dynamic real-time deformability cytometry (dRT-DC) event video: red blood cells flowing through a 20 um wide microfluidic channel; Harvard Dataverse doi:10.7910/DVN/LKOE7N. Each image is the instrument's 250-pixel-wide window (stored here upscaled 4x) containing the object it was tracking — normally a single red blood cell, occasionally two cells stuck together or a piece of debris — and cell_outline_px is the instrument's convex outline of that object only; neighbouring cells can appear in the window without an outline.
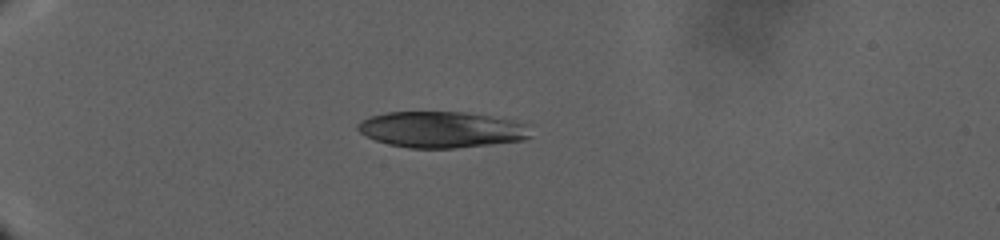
{"species": "human", "species_latin": "Homo sapiens", "temperature_condition": "warm", "stored_images_in_passage": 61, "camera_frame_rate_fps": 3000, "um_per_image_px": 0.085, "donor": {"sex": "male"}, "frame": {"image": 1, "passage_image": 1, "time_ms": 0.0, "image_size_px": [1000, 240], "cell_outline_px": [[532, 136], [524, 140], [492, 144], [456, 148], [408, 148], [388, 144], [376, 140], [360, 132], [356, 128], [356, 124], [360, 120], [368, 116], [388, 112], [464, 112], [528, 120]], "centroid_in_image_um": [37.64, 11.0], "position_along_channel_um": 47.4, "area_um2": 37.34}}
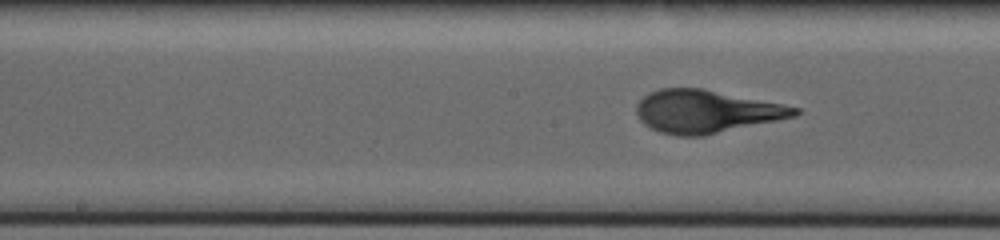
{"frame": {"image": 2, "passage_image": 36, "time_ms": 11.667, "image_size_px": [1000, 240], "cell_outline_px": [[800, 112], [796, 116], [704, 136], [676, 136], [660, 132], [644, 124], [640, 120], [636, 112], [636, 104], [648, 92], [660, 88], [700, 88], [800, 108]], "centroid_in_image_um": [59.97, 9.48], "position_along_channel_um": 188.2, "area_um2": 39.19}}
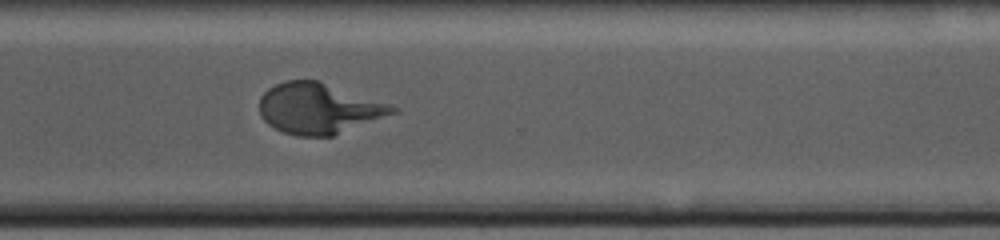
{"frame": {"image": 3, "passage_image": 60, "time_ms": 21.0, "image_size_px": [1000, 240], "cell_outline_px": [[396, 112], [332, 136], [296, 136], [284, 132], [268, 124], [260, 116], [260, 96], [268, 88], [284, 80], [320, 80], [388, 104], [396, 108]], "centroid_in_image_um": [27.03, 9.2], "position_along_channel_um": 343.6, "area_um2": 38.9}}